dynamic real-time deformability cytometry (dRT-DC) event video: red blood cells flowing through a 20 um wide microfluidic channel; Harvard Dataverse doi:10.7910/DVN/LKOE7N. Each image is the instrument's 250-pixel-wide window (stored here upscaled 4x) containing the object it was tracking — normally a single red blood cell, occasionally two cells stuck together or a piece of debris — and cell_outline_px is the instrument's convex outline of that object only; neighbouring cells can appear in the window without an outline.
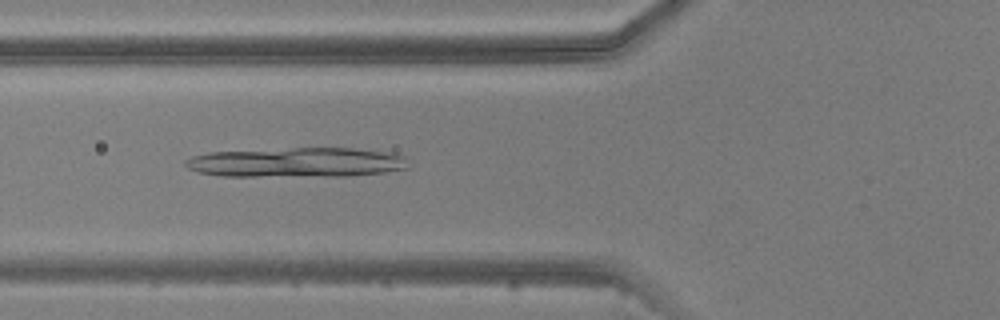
{"species": "common noctule bat (a hibernating species)", "species_latin": "Nyctalus noctula", "temperature_condition": "warm", "stored_images_in_passage": 6, "camera_frame_rate_fps": 3000, "um_per_image_px": 0.085, "animal": {"sex": "male", "body_mass_g": 20.5, "forearm_length_mm": 52.5}, "frame": {"image": 1, "passage_image": 6, "time_ms": 5.667, "image_size_px": [1000, 320], "cell_outline_px": [[408, 168], [384, 172], [348, 176], [224, 176], [200, 172], [188, 168], [184, 164], [184, 160], [192, 156], [208, 152], [292, 148], [352, 148], [388, 152], [404, 156]], "centroid_in_image_um": [25.2, 13.8], "position_along_channel_um": 100.6, "area_um2": 38.49}}